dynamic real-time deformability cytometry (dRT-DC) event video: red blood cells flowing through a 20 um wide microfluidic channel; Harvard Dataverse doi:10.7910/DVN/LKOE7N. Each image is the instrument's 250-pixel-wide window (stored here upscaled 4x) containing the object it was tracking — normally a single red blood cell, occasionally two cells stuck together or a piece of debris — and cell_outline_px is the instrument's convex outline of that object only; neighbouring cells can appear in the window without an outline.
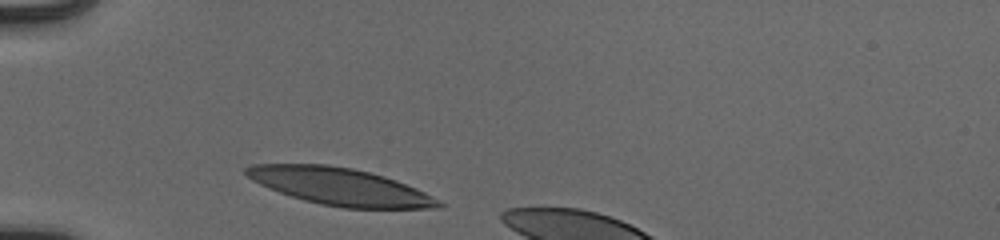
{"species": "human", "species_latin": "Homo sapiens", "temperature_condition": "cold", "stored_images_in_passage": 6, "camera_frame_rate_fps": 3000, "um_per_image_px": 0.085, "donor": {"sex": "male"}, "frame": {"image": 1, "passage_image": 1, "time_ms": 0.0, "image_size_px": [1000, 240], "cell_outline_px": [[448, 204], [440, 208], [344, 208], [320, 204], [304, 200], [268, 188], [252, 180], [244, 172], [244, 168], [252, 164], [324, 164], [352, 168], [384, 176], [396, 180], [416, 188]], "centroid_in_image_um": [28.92, 15.86], "position_along_channel_um": 56.1, "area_um2": 41.56}}
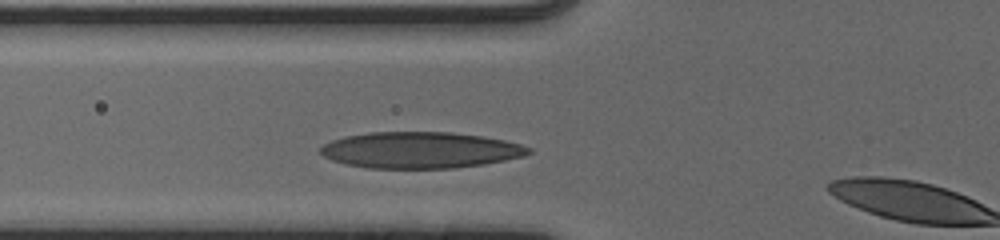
{"frame": {"image": 2, "passage_image": 5, "time_ms": 1.333, "image_size_px": [1000, 240], "cell_outline_px": [[532, 152], [524, 156], [484, 164], [456, 168], [368, 168], [348, 164], [332, 160], [324, 156], [320, 152], [320, 148], [324, 144], [332, 140], [344, 136], [368, 132], [452, 132], [484, 136], [504, 140], [520, 144], [532, 148]], "centroid_in_image_um": [35.74, 12.75], "position_along_channel_um": 90.1, "area_um2": 44.1}}